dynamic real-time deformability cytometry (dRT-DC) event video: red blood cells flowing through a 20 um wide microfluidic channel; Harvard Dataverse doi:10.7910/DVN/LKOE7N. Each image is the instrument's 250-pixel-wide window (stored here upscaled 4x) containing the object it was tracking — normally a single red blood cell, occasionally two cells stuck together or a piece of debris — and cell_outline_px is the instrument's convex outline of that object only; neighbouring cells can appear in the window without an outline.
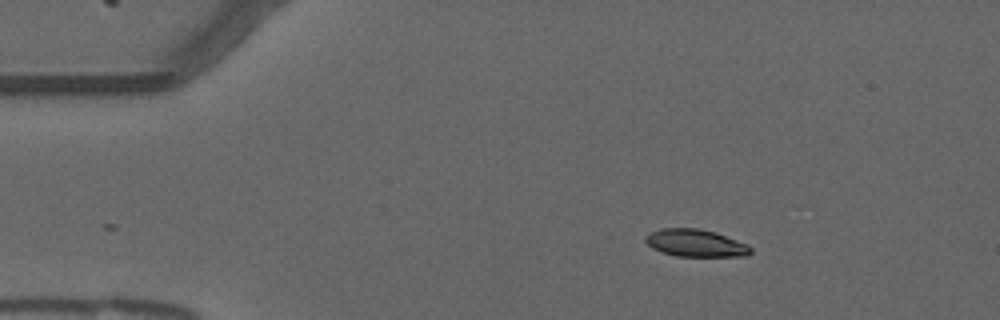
{"species": "common noctule bat (a hibernating species)", "species_latin": "Nyctalus noctula", "temperature_condition": "warm", "stored_images_in_passage": 19, "camera_frame_rate_fps": 3000, "um_per_image_px": 0.085, "animal": {"sex": "male", "forearm_length_mm": 52.5}, "frame": {"image": 1, "passage_image": 1, "time_ms": 0.0, "image_size_px": [1000, 320], "cell_outline_px": [[752, 252], [748, 256], [676, 256], [660, 252], [652, 248], [644, 240], [644, 236], [660, 228], [700, 228], [716, 232], [748, 244], [752, 248]], "centroid_in_image_um": [59.13, 20.66], "position_along_channel_um": 25.9, "area_um2": 16.99}}
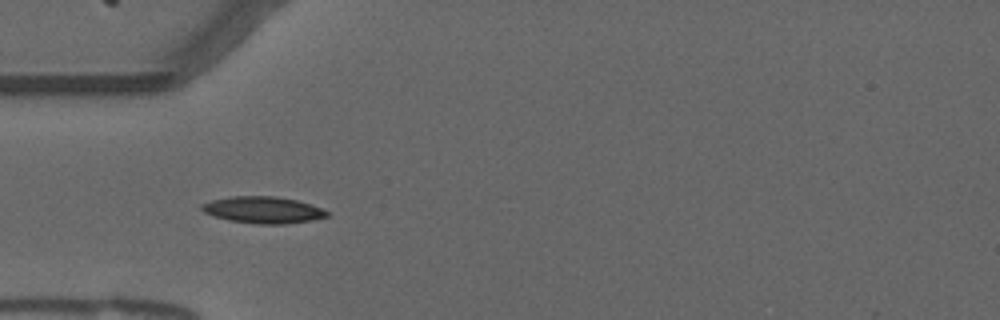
{"frame": {"image": 2, "passage_image": 9, "time_ms": 2.667, "image_size_px": [1000, 320], "cell_outline_px": [[328, 216], [312, 220], [284, 224], [260, 224], [228, 220], [212, 216], [204, 212], [200, 208], [200, 204], [212, 200], [228, 196], [276, 196], [296, 200], [320, 208], [328, 212]], "centroid_in_image_um": [22.29, 17.84], "position_along_channel_um": 62.7, "area_um2": 19.42}}
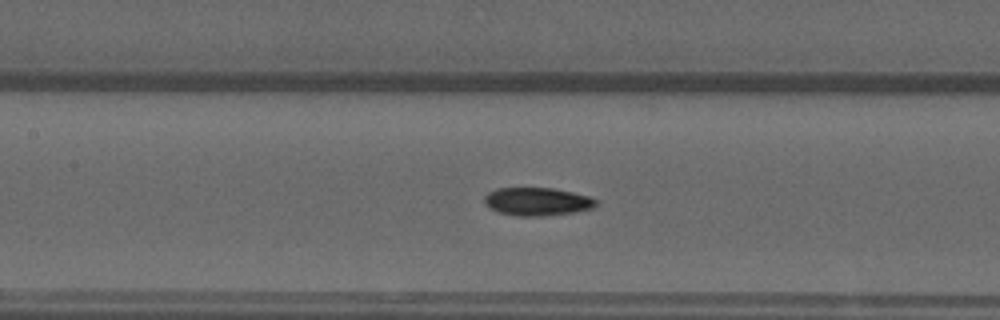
{"frame": {"image": 3, "passage_image": 17, "time_ms": 5.333, "image_size_px": [1000, 320], "cell_outline_px": [[596, 204], [592, 208], [572, 212], [544, 216], [516, 216], [496, 212], [484, 204], [484, 196], [488, 192], [496, 188], [552, 188], [572, 192], [588, 196], [596, 200]], "centroid_in_image_um": [45.59, 17.13], "position_along_channel_um": 161.8, "area_um2": 18.26}}